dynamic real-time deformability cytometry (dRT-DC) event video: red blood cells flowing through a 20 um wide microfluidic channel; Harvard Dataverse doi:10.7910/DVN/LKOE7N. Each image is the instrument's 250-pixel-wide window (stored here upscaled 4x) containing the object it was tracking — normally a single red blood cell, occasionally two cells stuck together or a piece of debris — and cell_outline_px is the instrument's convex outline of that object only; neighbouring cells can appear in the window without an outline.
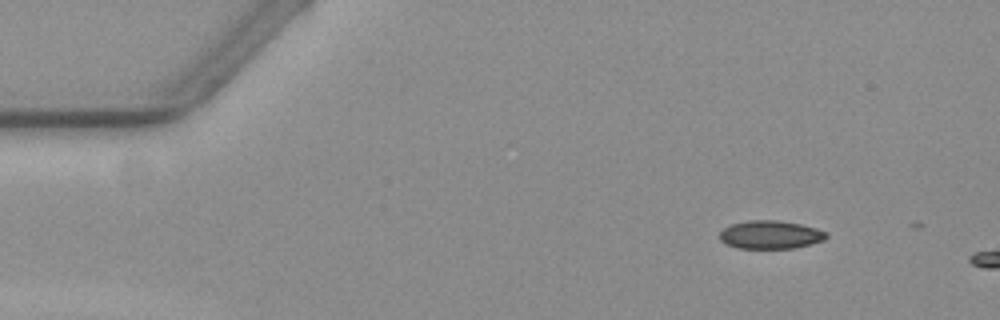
{"species": "common noctule bat (a hibernating species)", "species_latin": "Nyctalus noctula", "temperature_condition": "warm", "stored_images_in_passage": 4, "camera_frame_rate_fps": 3000, "um_per_image_px": 0.085, "animal": {"sex": "female", "body_mass_g": 19.3, "forearm_length_mm": 54.1}, "frame": {"image": 1, "passage_image": 3, "time_ms": 0.667, "image_size_px": [1000, 320], "cell_outline_px": [[828, 236], [824, 240], [792, 248], [736, 248], [720, 240], [720, 232], [728, 224], [748, 220], [780, 220], [800, 224], [816, 228], [824, 232]], "centroid_in_image_um": [65.44, 19.93], "position_along_channel_um": 19.6, "area_um2": 17.46}}